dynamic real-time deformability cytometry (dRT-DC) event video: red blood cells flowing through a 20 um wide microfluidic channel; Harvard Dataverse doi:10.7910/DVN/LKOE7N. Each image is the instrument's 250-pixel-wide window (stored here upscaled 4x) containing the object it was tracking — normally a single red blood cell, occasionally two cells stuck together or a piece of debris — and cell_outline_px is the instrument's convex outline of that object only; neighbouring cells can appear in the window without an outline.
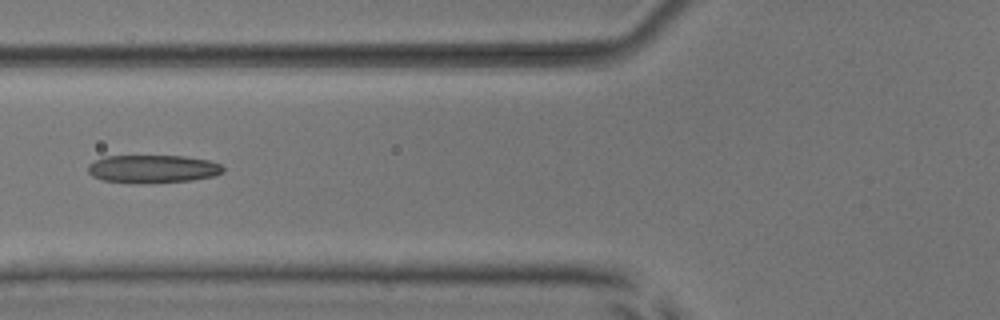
{"species": "common noctule bat (a hibernating species)", "species_latin": "Nyctalus noctula", "temperature_condition": "room temperature", "stored_images_in_passage": 7, "camera_frame_rate_fps": 3000, "um_per_image_px": 0.085, "animal": {"sex": "male", "body_mass_g": 17.9, "forearm_length_mm": 54.2}, "frame": {"image": 1, "passage_image": 6, "time_ms": 6.667, "image_size_px": [1000, 320], "cell_outline_px": [[224, 172], [216, 176], [192, 180], [140, 184], [132, 184], [104, 180], [92, 176], [88, 172], [88, 164], [104, 156], [184, 156], [208, 160], [220, 164], [224, 168]], "centroid_in_image_um": [12.99, 14.37], "position_along_channel_um": 112.8, "area_um2": 22.31}}
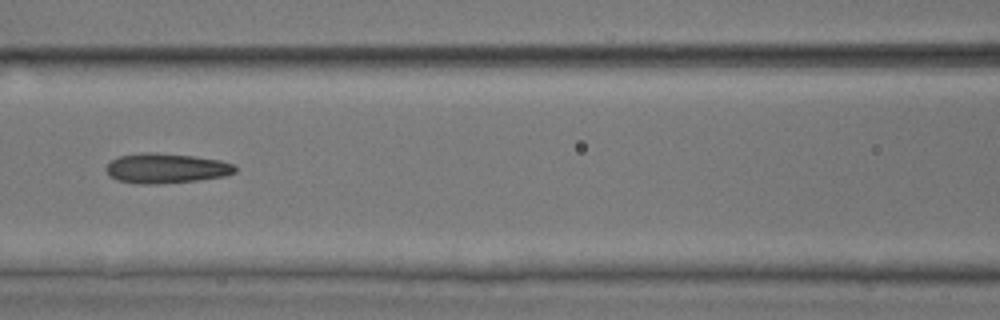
{"frame": {"image": 2, "passage_image": 7, "time_ms": 7.667, "image_size_px": [1000, 320], "cell_outline_px": [[236, 172], [224, 176], [196, 180], [156, 184], [140, 184], [116, 180], [104, 168], [112, 160], [120, 156], [140, 152], [156, 152], [192, 156], [220, 160], [232, 164], [236, 168]], "centroid_in_image_um": [14.1, 14.3], "position_along_channel_um": 152.5, "area_um2": 22.31}}